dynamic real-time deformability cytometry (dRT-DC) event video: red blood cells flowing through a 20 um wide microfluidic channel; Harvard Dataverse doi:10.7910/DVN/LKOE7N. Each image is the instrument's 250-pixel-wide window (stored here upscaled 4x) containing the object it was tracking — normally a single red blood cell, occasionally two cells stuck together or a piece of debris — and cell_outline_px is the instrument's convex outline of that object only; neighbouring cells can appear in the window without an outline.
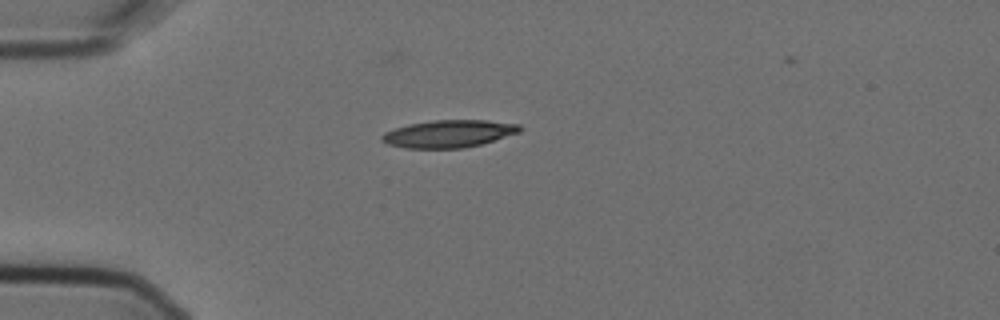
{"species": "Egyptian fruit bat (a non-hibernating species)", "species_latin": "Rousettus aegyptiacus", "temperature_condition": "cold", "stored_images_in_passage": 2, "camera_frame_rate_fps": 3000, "um_per_image_px": 0.085, "animal": {"sex": "female"}, "frame": {"image": 1, "passage_image": 1, "time_ms": 0.0, "image_size_px": [1000, 320], "cell_outline_px": [[520, 132], [480, 144], [464, 148], [404, 148], [388, 144], [380, 140], [380, 136], [384, 132], [408, 124], [432, 120], [488, 120], [520, 124]], "centroid_in_image_um": [38.11, 11.36], "position_along_channel_um": 46.9, "area_um2": 22.02}}